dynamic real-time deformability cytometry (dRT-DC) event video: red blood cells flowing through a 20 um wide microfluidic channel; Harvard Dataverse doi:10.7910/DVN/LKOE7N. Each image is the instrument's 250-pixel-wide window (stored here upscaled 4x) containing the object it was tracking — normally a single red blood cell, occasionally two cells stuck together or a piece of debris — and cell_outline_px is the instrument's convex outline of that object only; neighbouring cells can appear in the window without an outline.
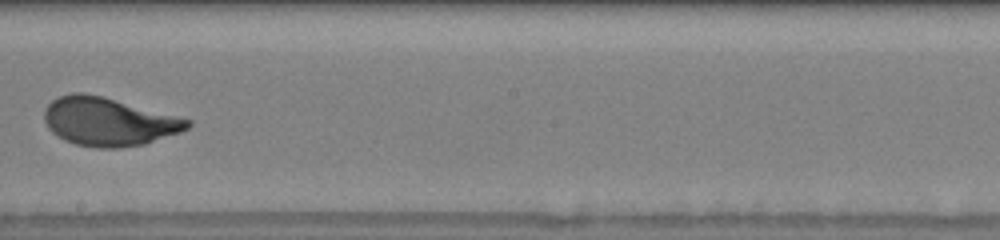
{"species": "human", "species_latin": "Homo sapiens", "temperature_condition": "warm", "stored_images_in_passage": 25, "camera_frame_rate_fps": 3000, "um_per_image_px": 0.085, "donor": {"sex": "male"}, "frame": {"image": 1, "passage_image": 15, "time_ms": 4.667, "image_size_px": [1000, 240], "cell_outline_px": [[192, 124], [188, 128], [180, 132], [144, 144], [120, 148], [96, 148], [76, 144], [64, 140], [52, 132], [48, 128], [44, 120], [44, 108], [52, 100], [60, 96], [72, 92], [84, 92], [100, 96], [192, 120]], "centroid_in_image_um": [9.19, 10.35], "position_along_channel_um": 239.0, "area_um2": 40.11}}